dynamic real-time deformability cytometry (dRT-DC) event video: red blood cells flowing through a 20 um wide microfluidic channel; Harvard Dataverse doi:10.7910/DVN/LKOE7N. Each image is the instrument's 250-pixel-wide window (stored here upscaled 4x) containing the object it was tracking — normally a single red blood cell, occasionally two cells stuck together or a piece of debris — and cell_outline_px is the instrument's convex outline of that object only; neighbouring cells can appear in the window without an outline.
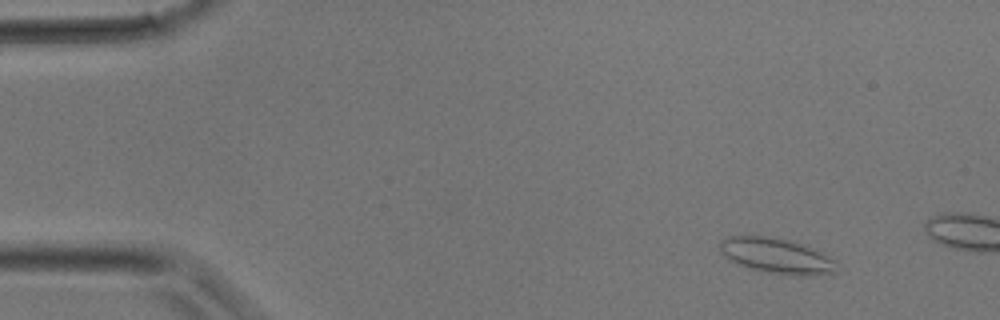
{"species": "common noctule bat (a hibernating species)", "species_latin": "Nyctalus noctula", "temperature_condition": "room temperature", "stored_images_in_passage": 8, "camera_frame_rate_fps": 3000, "um_per_image_px": 0.085, "animal": {"sex": "male", "body_mass_g": 17.9}, "frame": {"image": 1, "passage_image": 4, "time_ms": 1.0, "image_size_px": [1000, 320], "cell_outline_px": [[836, 272], [812, 276], [800, 276], [768, 272], [752, 268], [740, 264], [732, 260], [720, 252], [720, 240], [728, 236], [764, 236], [788, 240], [800, 244], [820, 252], [836, 260]], "centroid_in_image_um": [66.03, 21.75], "position_along_channel_um": 19.0, "area_um2": 23.58}}